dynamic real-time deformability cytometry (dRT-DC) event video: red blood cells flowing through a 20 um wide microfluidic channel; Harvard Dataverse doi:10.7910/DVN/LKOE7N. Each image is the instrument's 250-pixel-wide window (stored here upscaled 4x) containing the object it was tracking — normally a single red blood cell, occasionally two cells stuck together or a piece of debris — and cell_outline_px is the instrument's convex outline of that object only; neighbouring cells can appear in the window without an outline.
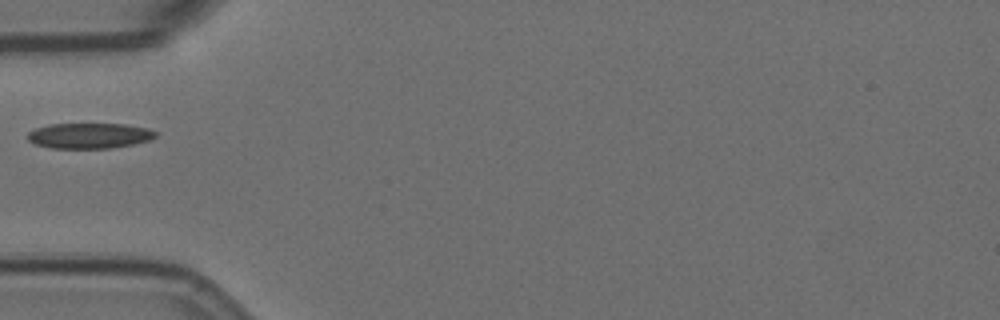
{"species": "Egyptian fruit bat (a non-hibernating species)", "species_latin": "Rousettus aegyptiacus", "temperature_condition": "room temperature", "stored_images_in_passage": 29, "camera_frame_rate_fps": 3000, "um_per_image_px": 0.085, "animal": {"sex": "female"}, "frame": {"image": 1, "passage_image": 1, "time_ms": 0.0, "image_size_px": [1000, 320], "cell_outline_px": [[156, 136], [152, 140], [132, 144], [108, 148], [52, 148], [36, 144], [28, 140], [24, 136], [28, 132], [36, 128], [48, 124], [124, 124], [148, 128], [156, 132]], "centroid_in_image_um": [7.57, 11.53], "position_along_channel_um": 77.4, "area_um2": 19.02}}
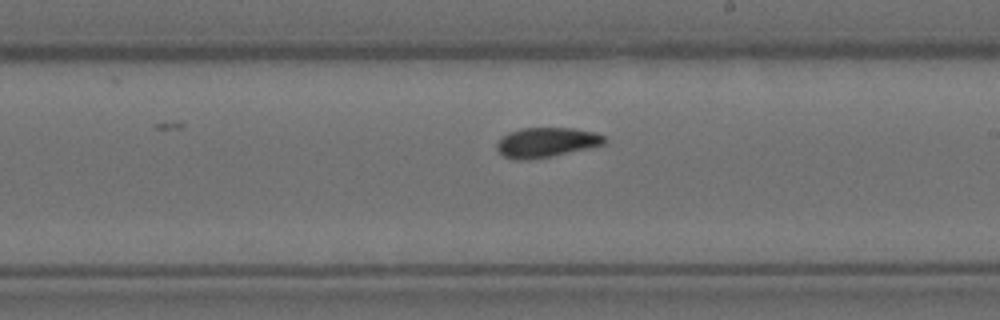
{"frame": {"image": 2, "passage_image": 15, "time_ms": 4.667, "image_size_px": [1000, 320], "cell_outline_px": [[608, 140], [604, 144], [588, 148], [552, 156], [520, 160], [516, 160], [504, 156], [496, 148], [496, 144], [500, 136], [508, 132], [520, 128], [572, 128], [596, 132], [604, 136]], "centroid_in_image_um": [46.42, 12.09], "position_along_channel_um": 242.6, "area_um2": 18.73}}
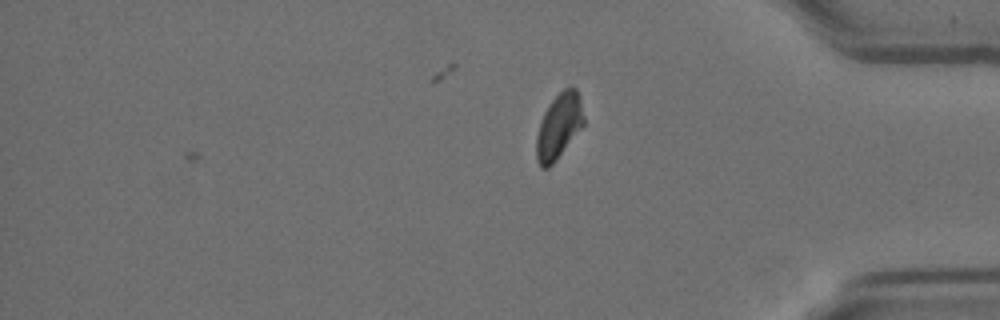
{"frame": {"image": 3, "passage_image": 29, "time_ms": 9.333, "image_size_px": [1000, 320], "cell_outline_px": [[584, 124], [556, 160], [548, 168], [540, 168], [536, 160], [536, 136], [544, 112], [548, 104], [564, 88], [576, 88], [580, 96], [584, 116]], "centroid_in_image_um": [47.49, 10.74], "position_along_channel_um": 387.7, "area_um2": 17.92}}